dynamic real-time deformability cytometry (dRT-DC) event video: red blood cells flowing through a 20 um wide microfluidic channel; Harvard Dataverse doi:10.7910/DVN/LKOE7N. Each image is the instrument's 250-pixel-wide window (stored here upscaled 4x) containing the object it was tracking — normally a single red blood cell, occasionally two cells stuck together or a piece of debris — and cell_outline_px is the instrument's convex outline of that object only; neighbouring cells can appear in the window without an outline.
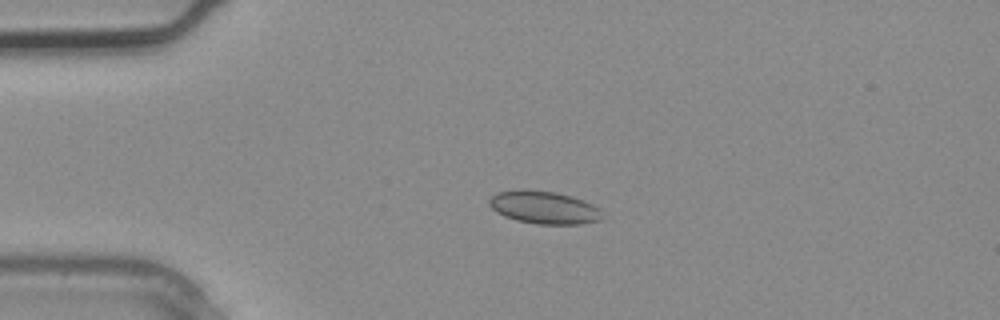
{"species": "common noctule bat (a hibernating species)", "species_latin": "Nyctalus noctula", "temperature_condition": "warm", "stored_images_in_passage": 4, "camera_frame_rate_fps": 3000, "um_per_image_px": 0.085, "animal": {"sex": "male", "body_mass_g": 20.4}, "frame": {"image": 1, "passage_image": 3, "time_ms": 0.667, "image_size_px": [1000, 320], "cell_outline_px": [[600, 220], [580, 224], [536, 224], [516, 220], [504, 216], [496, 212], [488, 204], [488, 200], [496, 192], [524, 188], [556, 192], [572, 196], [584, 200], [592, 204], [596, 208]], "centroid_in_image_um": [46.15, 17.61], "position_along_channel_um": 38.9, "area_um2": 21.56}}
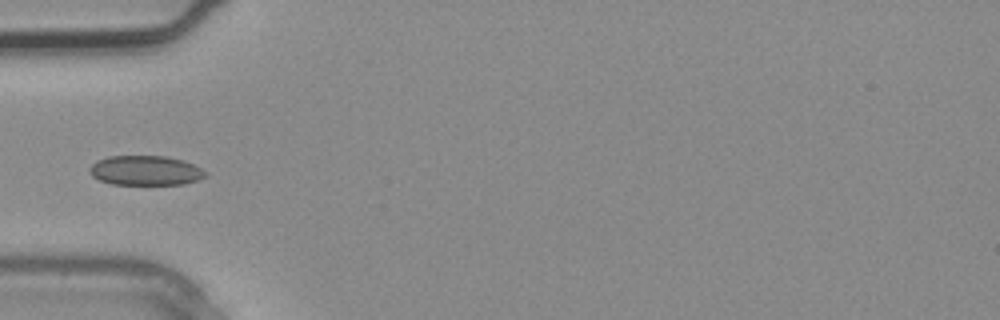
{"frame": {"image": 2, "passage_image": 4, "time_ms": 1.0, "image_size_px": [1000, 320], "cell_outline_px": [[208, 176], [184, 184], [112, 184], [100, 180], [92, 176], [88, 172], [88, 168], [96, 160], [108, 156], [168, 156], [184, 160], [200, 168]], "centroid_in_image_um": [12.33, 14.48], "position_along_channel_um": 72.7, "area_um2": 20.06}}